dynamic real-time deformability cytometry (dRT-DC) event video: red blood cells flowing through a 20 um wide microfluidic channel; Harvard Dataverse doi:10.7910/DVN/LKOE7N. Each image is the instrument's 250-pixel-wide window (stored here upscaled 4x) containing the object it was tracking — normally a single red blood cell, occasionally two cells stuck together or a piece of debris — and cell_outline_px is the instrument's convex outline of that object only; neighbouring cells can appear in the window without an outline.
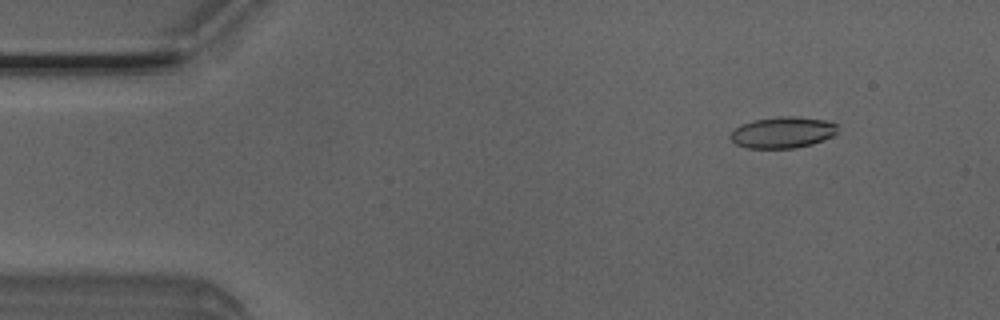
{"species": "Egyptian fruit bat (a non-hibernating species)", "species_latin": "Rousettus aegyptiacus", "temperature_condition": "room temperature", "stored_images_in_passage": 51, "camera_frame_rate_fps": 3000, "um_per_image_px": 0.085, "animal": {"sex": "male"}, "frame": {"image": 1, "passage_image": 6, "time_ms": 1.667, "image_size_px": [1000, 320], "cell_outline_px": [[836, 132], [832, 136], [824, 140], [812, 144], [796, 148], [748, 148], [736, 144], [728, 136], [740, 124], [752, 120], [780, 116], [792, 116], [824, 120], [836, 124]], "centroid_in_image_um": [66.49, 11.26], "position_along_channel_um": 18.5, "area_um2": 19.48}}
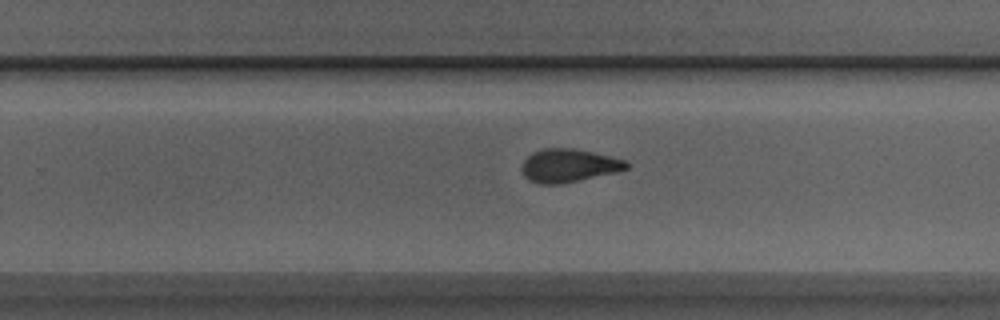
{"frame": {"image": 2, "passage_image": 32, "time_ms": 10.333, "image_size_px": [1000, 320], "cell_outline_px": [[632, 164], [628, 168], [620, 172], [560, 184], [540, 184], [528, 180], [524, 176], [520, 168], [524, 160], [532, 152], [544, 148], [572, 148], [592, 152], [628, 160]], "centroid_in_image_um": [48.38, 14.08], "position_along_channel_um": 281.4, "area_um2": 20.63}}
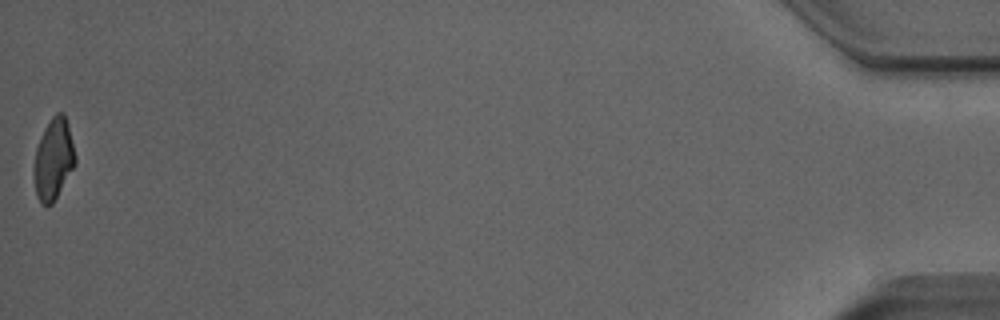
{"frame": {"image": 3, "passage_image": 51, "time_ms": 16.667, "image_size_px": [1000, 320], "cell_outline_px": [[76, 164], [52, 204], [40, 204], [36, 196], [32, 172], [36, 148], [40, 136], [44, 128], [52, 116], [56, 112], [64, 112], [68, 124], [76, 156]], "centroid_in_image_um": [4.53, 13.52], "position_along_channel_um": 430.7, "area_um2": 19.83}, "authors_computed_cell_mechanics": {"area_um2": 20.3456, "velocity_mm_per_s": 4.0248, "shape_relaxation_time_tau1_ms": 6.946, "shape_relaxation_time_tau2_ms": 1.6667, "deformation_change_tau1": 0.1938, "deformation_change_tau2": 0.0846}}